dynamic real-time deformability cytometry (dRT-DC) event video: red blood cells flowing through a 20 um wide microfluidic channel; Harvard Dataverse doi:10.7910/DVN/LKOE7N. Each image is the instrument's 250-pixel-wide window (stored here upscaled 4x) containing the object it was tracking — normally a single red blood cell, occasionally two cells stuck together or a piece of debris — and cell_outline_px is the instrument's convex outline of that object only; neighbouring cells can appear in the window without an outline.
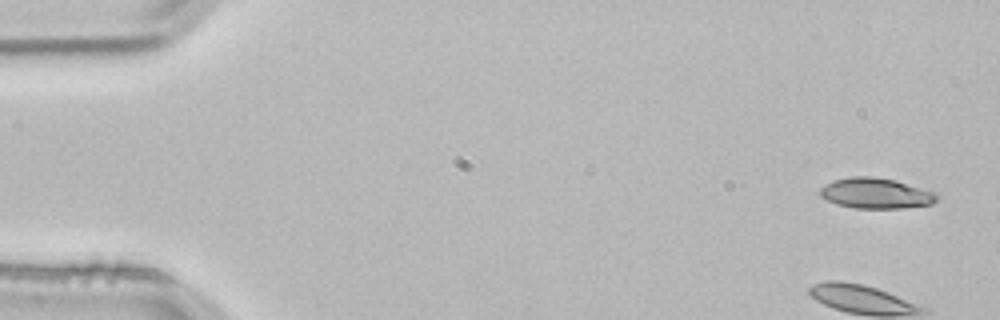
{"species": "common noctule bat (a hibernating species)", "species_latin": "Nyctalus noctula", "temperature_condition": "room temperature", "stored_images_in_passage": 4, "camera_frame_rate_fps": 3000, "um_per_image_px": 0.085, "animal": {"sex": "male", "body_mass_g": 21.5, "forearm_length_mm": 52.0}, "frame": {"image": 1, "passage_image": 1, "time_ms": 0.0, "image_size_px": [1000, 320], "cell_outline_px": [[936, 200], [932, 204], [900, 208], [856, 208], [836, 204], [820, 196], [820, 188], [824, 184], [832, 180], [852, 176], [872, 176], [896, 180], [936, 192]], "centroid_in_image_um": [74.42, 16.41], "position_along_channel_um": 10.6, "area_um2": 20.81}}